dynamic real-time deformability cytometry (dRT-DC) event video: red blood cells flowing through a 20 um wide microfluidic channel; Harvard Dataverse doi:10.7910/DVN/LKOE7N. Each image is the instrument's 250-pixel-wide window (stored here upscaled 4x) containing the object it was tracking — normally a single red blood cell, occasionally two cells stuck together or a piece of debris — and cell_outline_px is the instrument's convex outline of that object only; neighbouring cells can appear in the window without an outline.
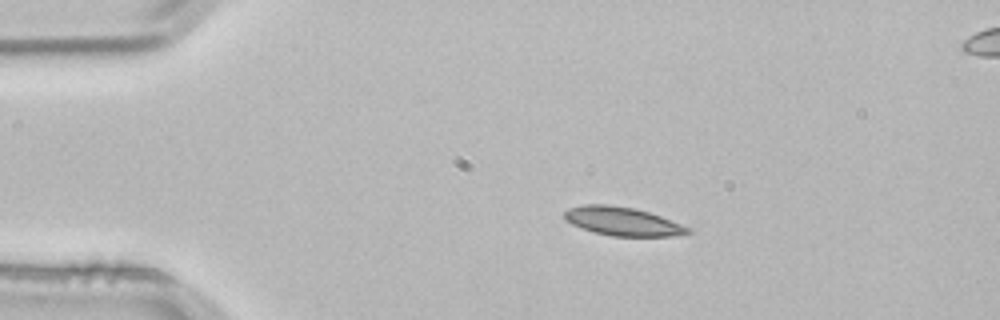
{"species": "common noctule bat (a hibernating species)", "species_latin": "Nyctalus noctula", "temperature_condition": "room temperature", "stored_images_in_passage": 4, "segment_of_instrument_passage": [1, 2], "camera_frame_rate_fps": 3000, "um_per_image_px": 0.085, "animal": {"sex": "male", "body_mass_g": 21.5, "forearm_length_mm": 52.0}, "frame": {"image": 1, "passage_image": 2, "time_ms": 0.333, "image_size_px": [1000, 320], "cell_outline_px": [[692, 232], [672, 236], [612, 236], [580, 228], [564, 220], [564, 212], [568, 208], [584, 204], [608, 204], [632, 208], [648, 212], [660, 216], [692, 228]], "centroid_in_image_um": [52.89, 18.81], "position_along_channel_um": 32.1, "area_um2": 20.52}}